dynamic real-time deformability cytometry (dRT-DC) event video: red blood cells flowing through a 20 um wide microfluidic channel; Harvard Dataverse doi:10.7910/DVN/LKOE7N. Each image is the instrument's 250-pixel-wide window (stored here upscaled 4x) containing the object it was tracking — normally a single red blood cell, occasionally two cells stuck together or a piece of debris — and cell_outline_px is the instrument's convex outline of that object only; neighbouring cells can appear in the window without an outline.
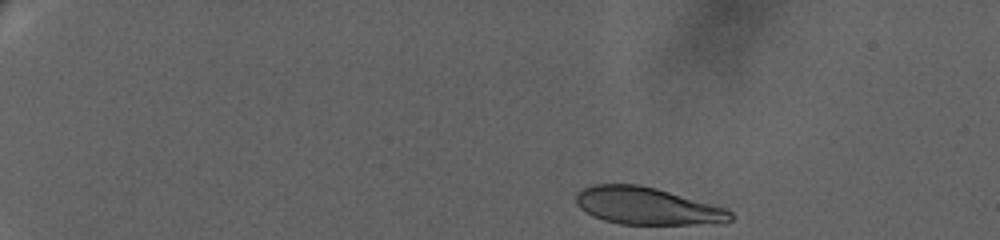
{"species": "human", "species_latin": "Homo sapiens", "temperature_condition": "warm", "stored_images_in_passage": 96, "camera_frame_rate_fps": 3000, "um_per_image_px": 0.085, "donor": {"sex": "female"}, "frame": {"image": 1, "passage_image": 1, "time_ms": 0.0, "image_size_px": [1000, 240], "cell_outline_px": [[732, 220], [724, 224], [620, 224], [604, 220], [592, 216], [580, 208], [576, 204], [576, 192], [592, 184], [640, 184], [656, 188], [728, 208], [732, 212]], "centroid_in_image_um": [55.04, 17.51], "position_along_channel_um": 30.0, "area_um2": 33.93}}
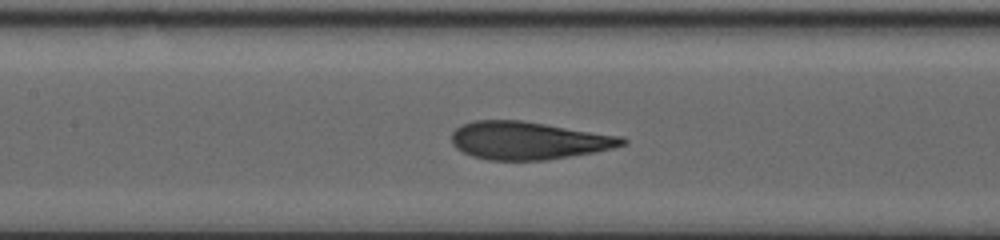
{"frame": {"image": 2, "passage_image": 52, "time_ms": 8.333, "image_size_px": [1000, 240], "cell_outline_px": [[628, 144], [612, 148], [592, 152], [544, 160], [488, 160], [472, 156], [456, 148], [452, 144], [452, 132], [460, 124], [472, 120], [524, 120], [624, 136], [628, 140]], "centroid_in_image_um": [44.92, 11.92], "position_along_channel_um": 162.5, "area_um2": 37.92}}
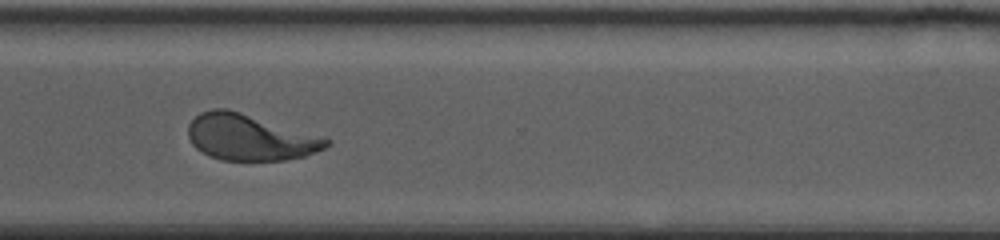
{"frame": {"image": 3, "passage_image": 95, "time_ms": 14.333, "image_size_px": [1000, 240], "cell_outline_px": [[332, 144], [316, 152], [304, 156], [284, 160], [220, 160], [208, 156], [196, 148], [192, 144], [188, 136], [188, 124], [200, 112], [212, 108], [228, 108], [324, 136], [332, 140]], "centroid_in_image_um": [21.26, 11.66], "position_along_channel_um": 349.3, "area_um2": 37.57}}